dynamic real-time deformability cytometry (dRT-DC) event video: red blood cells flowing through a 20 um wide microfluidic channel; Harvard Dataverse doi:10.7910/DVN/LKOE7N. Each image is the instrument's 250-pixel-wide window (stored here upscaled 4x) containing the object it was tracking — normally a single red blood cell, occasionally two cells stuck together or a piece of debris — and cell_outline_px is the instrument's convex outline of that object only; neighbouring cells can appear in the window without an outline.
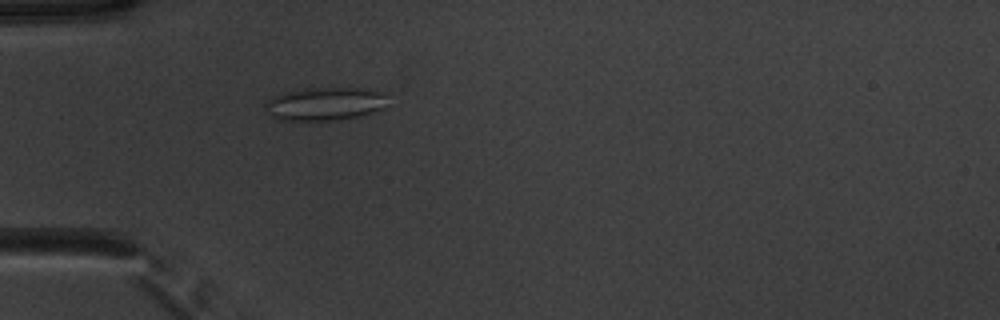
{"species": "common noctule bat (a hibernating species)", "species_latin": "Nyctalus noctula", "temperature_condition": "warm", "stored_images_in_passage": 33, "camera_frame_rate_fps": 3000, "um_per_image_px": 0.085, "animal": {"sex": "male", "body_mass_g": 20.1, "forearm_length_mm": 53.5}, "frame": {"image": 1, "passage_image": 1, "time_ms": 0.0, "image_size_px": [1000, 320], "cell_outline_px": [[384, 108], [360, 116], [336, 120], [276, 120], [268, 112], [264, 104], [272, 96], [284, 92], [300, 88], [360, 88], [380, 92], [384, 96]], "centroid_in_image_um": [27.54, 8.82], "position_along_channel_um": 57.5, "area_um2": 23.52}}
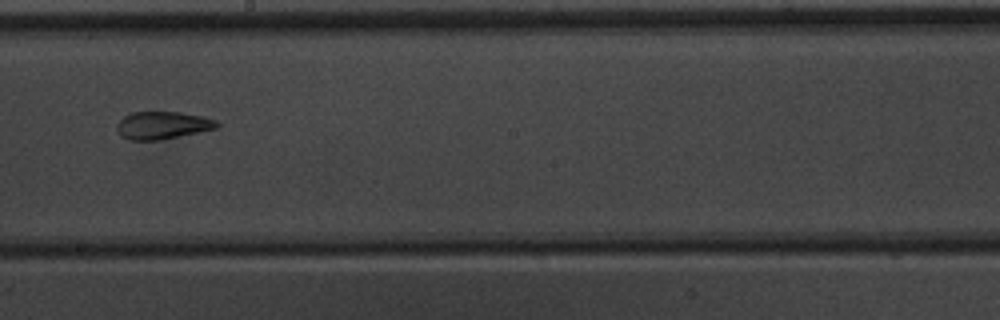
{"frame": {"image": 2, "passage_image": 15, "time_ms": 4.667, "image_size_px": [1000, 320], "cell_outline_px": [[220, 124], [216, 128], [200, 132], [160, 140], [128, 140], [120, 136], [116, 128], [116, 124], [124, 116], [132, 112], [180, 112], [200, 116], [216, 120]], "centroid_in_image_um": [13.78, 10.66], "position_along_channel_um": 234.4, "area_um2": 16.13}}
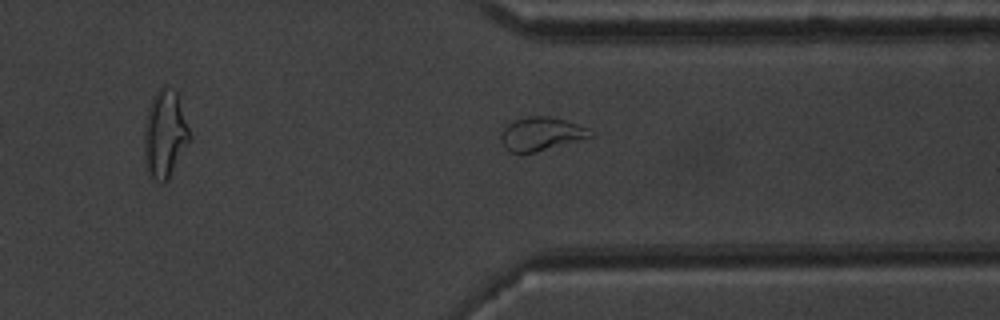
{"frame": {"image": 3, "passage_image": 25, "time_ms": 8.0, "image_size_px": [1000, 320], "cell_outline_px": [[596, 136], [536, 152], [520, 156], [508, 152], [504, 148], [500, 140], [500, 136], [504, 128], [508, 124], [516, 120], [532, 116], [552, 116], [588, 128], [596, 132]], "centroid_in_image_um": [46.0, 11.43], "position_along_channel_um": 365.4, "area_um2": 17.92}, "authors_computed_cell_mechanics": {"area_um2": 17.3978, "velocity_mm_per_s": 3.939, "shape_relaxation_time_tau1_ms": null, "shape_relaxation_time_tau2_ms": 1.6773, "deformation_change_tau1": null, "deformation_change_tau2": 0.0816}}